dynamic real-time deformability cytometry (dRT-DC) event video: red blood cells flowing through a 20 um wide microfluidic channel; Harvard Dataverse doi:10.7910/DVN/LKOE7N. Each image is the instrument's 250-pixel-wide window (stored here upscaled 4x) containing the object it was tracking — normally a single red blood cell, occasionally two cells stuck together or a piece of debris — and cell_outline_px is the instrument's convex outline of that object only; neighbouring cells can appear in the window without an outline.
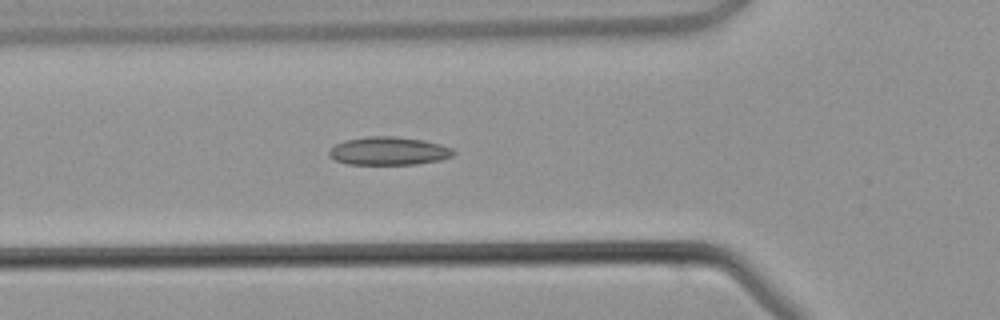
{"species": "common noctule bat (a hibernating species)", "species_latin": "Nyctalus noctula", "temperature_condition": "warm", "stored_images_in_passage": 5, "camera_frame_rate_fps": 3000, "um_per_image_px": 0.085, "animal": {"sex": "male", "body_mass_g": 21.5, "forearm_length_mm": 52.0}, "frame": {"image": 1, "passage_image": 5, "time_ms": 6.667, "image_size_px": [1000, 320], "cell_outline_px": [[456, 152], [452, 156], [440, 160], [416, 164], [348, 164], [336, 160], [328, 156], [328, 152], [336, 144], [344, 140], [368, 136], [396, 136], [424, 140], [440, 144], [452, 148]], "centroid_in_image_um": [33.05, 12.83], "position_along_channel_um": 92.8, "area_um2": 20.46}}